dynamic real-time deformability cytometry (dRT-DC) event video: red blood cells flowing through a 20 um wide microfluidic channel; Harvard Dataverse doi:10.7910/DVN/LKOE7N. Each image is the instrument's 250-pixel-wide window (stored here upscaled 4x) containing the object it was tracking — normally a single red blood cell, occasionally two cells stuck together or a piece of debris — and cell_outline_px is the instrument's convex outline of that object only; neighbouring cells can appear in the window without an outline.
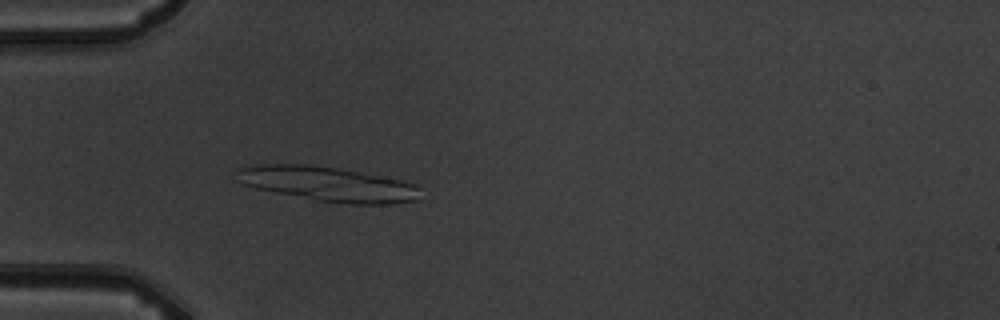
{"species": "common noctule bat (a hibernating species)", "species_latin": "Nyctalus noctula", "temperature_condition": "warm", "stored_images_in_passage": 4, "camera_frame_rate_fps": 3000, "um_per_image_px": 0.085, "animal": {"sex": "male", "body_mass_g": 19.5, "forearm_length_mm": 54.6}, "frame": {"image": 1, "passage_image": 4, "time_ms": 3.333, "image_size_px": [1000, 320], "cell_outline_px": [[420, 188], [416, 200], [392, 204], [348, 204], [316, 200], [256, 188], [244, 184], [240, 172], [240, 168], [252, 164], [308, 164], [336, 168], [400, 180], [416, 184]], "centroid_in_image_um": [27.93, 15.64], "position_along_channel_um": 57.1, "area_um2": 36.36}}